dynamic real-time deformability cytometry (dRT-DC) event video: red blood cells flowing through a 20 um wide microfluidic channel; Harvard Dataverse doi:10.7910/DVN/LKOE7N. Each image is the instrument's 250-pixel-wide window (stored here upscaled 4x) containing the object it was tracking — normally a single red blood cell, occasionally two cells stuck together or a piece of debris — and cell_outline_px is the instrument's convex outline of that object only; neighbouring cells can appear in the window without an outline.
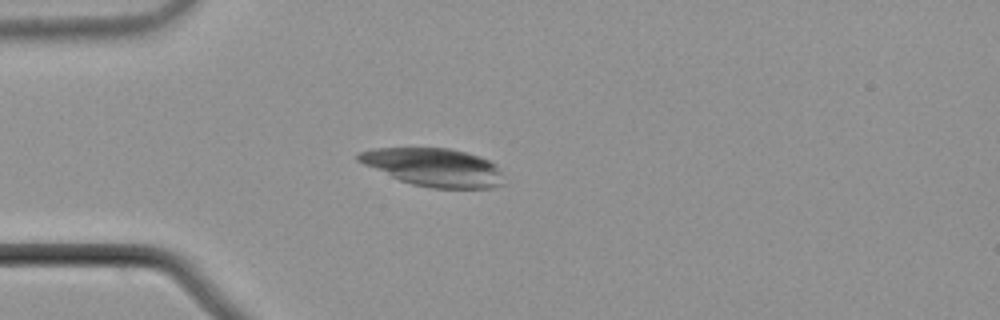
{"species": "common noctule bat (a hibernating species)", "species_latin": "Nyctalus noctula", "temperature_condition": "cold", "stored_images_in_passage": 46, "camera_frame_rate_fps": 3000, "um_per_image_px": 0.085, "animal": {"sex": "male", "body_mass_g": 21.5, "forearm_length_mm": 52.0}, "frame": {"image": 1, "passage_image": 5, "time_ms": 1.333, "image_size_px": [1000, 320], "cell_outline_px": [[504, 184], [492, 188], [432, 188], [412, 184], [400, 180], [364, 164], [356, 160], [356, 156], [360, 152], [372, 148], [448, 148], [480, 156], [496, 164], [500, 172]], "centroid_in_image_um": [36.88, 14.22], "position_along_channel_um": 48.1, "area_um2": 32.02}}
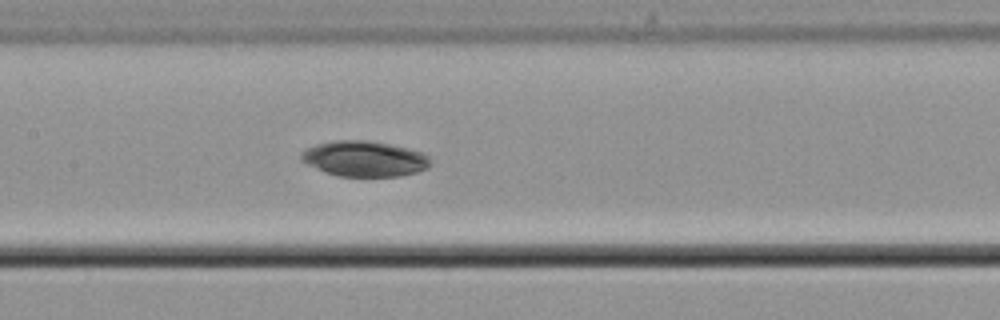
{"frame": {"image": 2, "passage_image": 17, "time_ms": 5.333, "image_size_px": [1000, 320], "cell_outline_px": [[428, 168], [416, 172], [400, 176], [340, 176], [324, 172], [300, 160], [300, 152], [316, 144], [332, 140], [368, 140], [408, 148], [420, 152], [428, 156]], "centroid_in_image_um": [30.93, 13.49], "position_along_channel_um": 176.5, "area_um2": 26.59}}
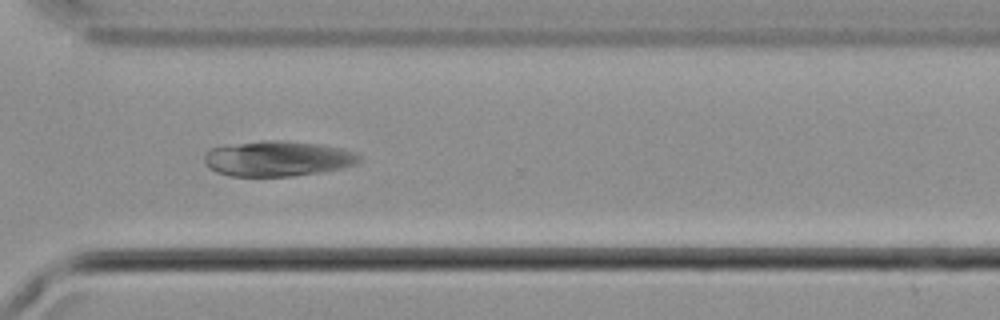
{"frame": {"image": 3, "passage_image": 31, "time_ms": 10.0, "image_size_px": [1000, 320], "cell_outline_px": [[360, 160], [356, 164], [340, 168], [320, 172], [292, 176], [228, 176], [216, 172], [208, 168], [204, 160], [204, 156], [212, 148], [264, 140], [280, 140], [316, 144], [340, 148], [352, 152], [360, 156]], "centroid_in_image_um": [23.58, 13.5], "position_along_channel_um": 347.0, "area_um2": 31.44}}